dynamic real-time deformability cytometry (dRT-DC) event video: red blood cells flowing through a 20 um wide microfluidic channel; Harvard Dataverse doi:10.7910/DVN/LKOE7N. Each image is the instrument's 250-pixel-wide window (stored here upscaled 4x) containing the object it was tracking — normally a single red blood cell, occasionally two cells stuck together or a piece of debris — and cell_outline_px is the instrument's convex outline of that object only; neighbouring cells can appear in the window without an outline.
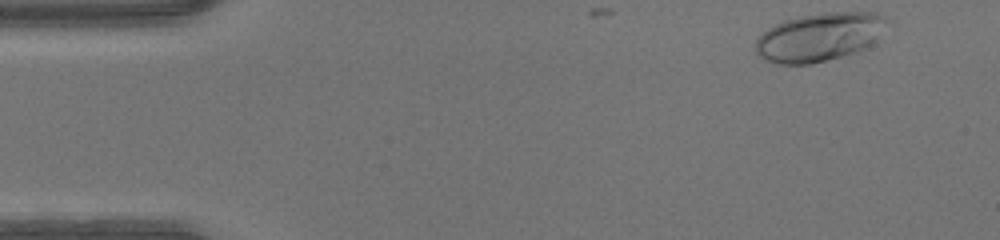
{"species": "human", "species_latin": "Homo sapiens", "temperature_condition": "warm", "stored_images_in_passage": 44, "camera_frame_rate_fps": 3000, "um_per_image_px": 0.085, "donor": {"sex": "male"}, "frame": {"image": 1, "passage_image": 1, "time_ms": 0.0, "image_size_px": [1000, 240], "cell_outline_px": [[888, 20], [876, 40], [872, 44], [856, 52], [812, 64], [776, 64], [756, 56], [756, 40], [768, 28], [784, 20], [800, 16], [820, 12], [876, 12], [884, 16]], "centroid_in_image_um": [69.63, 3.14], "position_along_channel_um": 15.4, "area_um2": 37.11}}
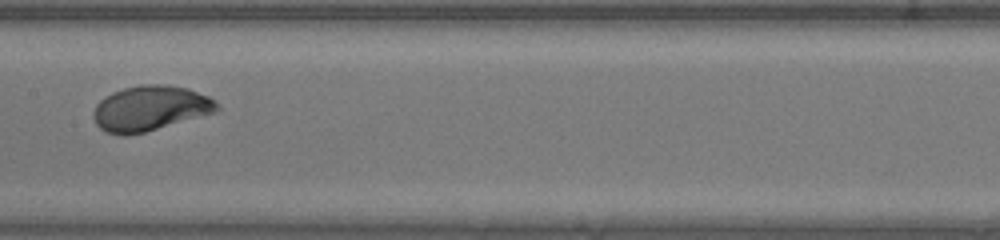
{"frame": {"image": 2, "passage_image": 21, "time_ms": 6.667, "image_size_px": [1000, 240], "cell_outline_px": [[220, 112], [144, 132], [124, 136], [104, 132], [96, 124], [92, 116], [92, 112], [96, 104], [104, 96], [112, 92], [124, 88], [140, 84], [164, 84], [188, 88], [208, 96], [216, 100], [220, 108]], "centroid_in_image_um": [12.78, 9.21], "position_along_channel_um": 194.6, "area_um2": 33.06}}
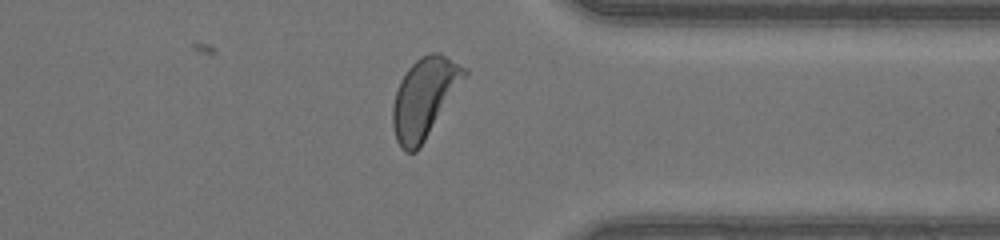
{"frame": {"image": 3, "passage_image": 34, "time_ms": 11.0, "image_size_px": [1000, 240], "cell_outline_px": [[468, 72], [420, 148], [416, 152], [404, 152], [400, 148], [396, 140], [392, 124], [392, 108], [396, 92], [400, 80], [408, 68], [420, 56], [428, 52], [440, 52], [468, 68]], "centroid_in_image_um": [36.05, 8.3], "position_along_channel_um": 375.3, "area_um2": 33.18}}